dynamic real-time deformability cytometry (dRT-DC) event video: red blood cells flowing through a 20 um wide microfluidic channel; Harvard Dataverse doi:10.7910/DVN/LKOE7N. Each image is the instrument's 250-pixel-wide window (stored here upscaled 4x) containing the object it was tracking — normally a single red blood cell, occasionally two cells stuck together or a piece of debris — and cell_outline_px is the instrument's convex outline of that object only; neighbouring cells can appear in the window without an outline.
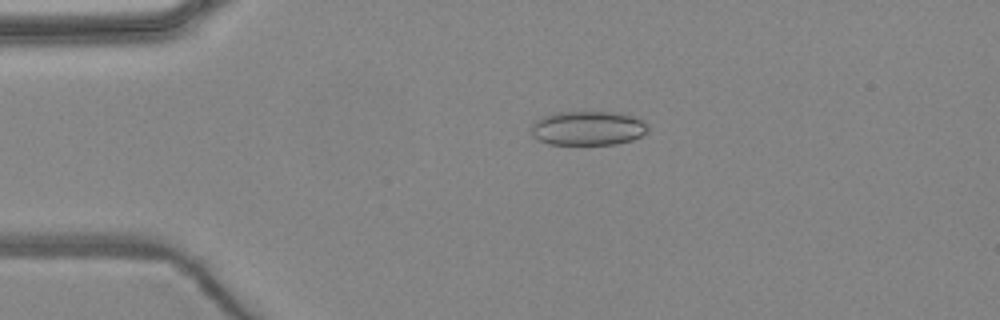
{"species": "common noctule bat (a hibernating species)", "species_latin": "Nyctalus noctula", "temperature_condition": "warm", "stored_images_in_passage": 2, "camera_frame_rate_fps": 3000, "um_per_image_px": 0.085, "animal": {"sex": "female", "body_mass_g": 24.6, "forearm_length_mm": 56.2}, "frame": {"image": 1, "passage_image": 1, "time_ms": 0.0, "image_size_px": [1000, 320], "cell_outline_px": [[648, 132], [632, 140], [616, 144], [548, 144], [536, 140], [532, 136], [532, 124], [536, 120], [544, 116], [556, 112], [620, 112], [644, 120], [648, 124]], "centroid_in_image_um": [49.99, 10.89], "position_along_channel_um": 35.0, "area_um2": 23.52}}